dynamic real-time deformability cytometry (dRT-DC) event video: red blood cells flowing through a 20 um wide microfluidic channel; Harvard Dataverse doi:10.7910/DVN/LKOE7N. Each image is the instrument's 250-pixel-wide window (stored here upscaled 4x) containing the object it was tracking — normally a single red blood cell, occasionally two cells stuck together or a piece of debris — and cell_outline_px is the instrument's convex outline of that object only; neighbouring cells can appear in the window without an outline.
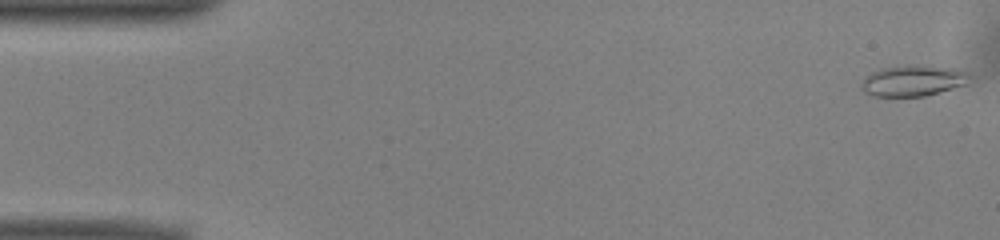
{"species": "common noctule bat (a hibernating species)", "species_latin": "Nyctalus noctula", "temperature_condition": "warm", "stored_images_in_passage": 51, "camera_frame_rate_fps": 3000, "um_per_image_px": 0.085, "animal": {"sex": "male", "body_mass_g": 13.0, "forearm_length_mm": 53.1}, "frame": {"image": 1, "passage_image": 1, "time_ms": 0.0, "image_size_px": [1000, 240], "cell_outline_px": [[972, 76], [968, 84], [940, 92], [924, 96], [876, 96], [864, 92], [860, 88], [860, 84], [864, 76], [880, 68], [904, 64], [920, 64], [964, 68], [972, 72]], "centroid_in_image_um": [77.7, 6.81], "position_along_channel_um": 7.3, "area_um2": 20.52}}
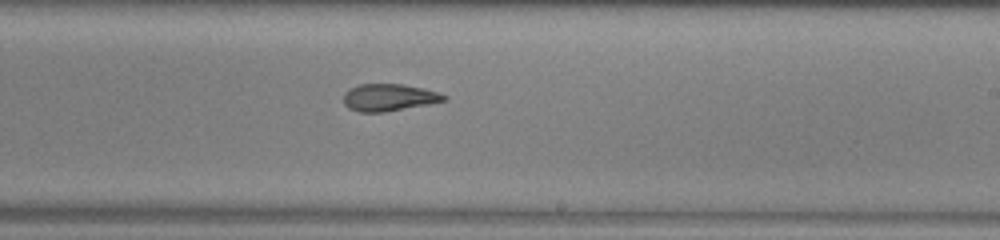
{"frame": {"image": 2, "passage_image": 30, "time_ms": 9.667, "image_size_px": [1000, 240], "cell_outline_px": [[448, 100], [428, 104], [384, 112], [360, 112], [348, 108], [344, 104], [344, 92], [348, 88], [360, 84], [404, 84], [424, 88], [440, 92], [448, 96]], "centroid_in_image_um": [33.07, 8.27], "position_along_channel_um": 255.9, "area_um2": 16.07}}
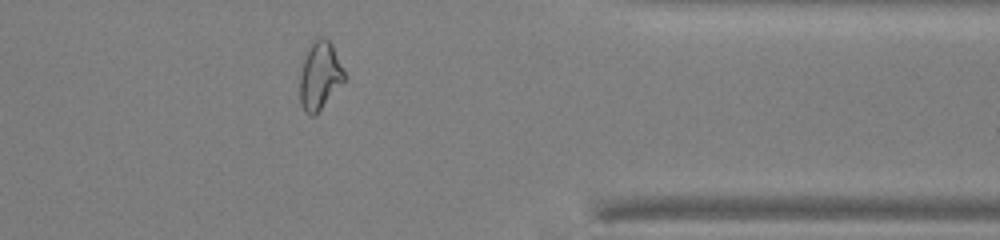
{"frame": {"image": 3, "passage_image": 41, "time_ms": 13.333, "image_size_px": [1000, 240], "cell_outline_px": [[348, 80], [316, 116], [308, 116], [304, 112], [300, 104], [300, 76], [304, 60], [308, 48], [312, 40], [316, 36], [324, 36], [332, 44], [348, 76]], "centroid_in_image_um": [27.24, 6.47], "position_along_channel_um": 384.2, "area_um2": 18.55}, "authors_computed_cell_mechanics": {"area_um2": 17.6868, "velocity_mm_per_s": 3.9838, "shape_relaxation_time_tau1_ms": null, "shape_relaxation_time_tau2_ms": 3.8507, "deformation_change_tau1": null, "deformation_change_tau2": 0.0983}}